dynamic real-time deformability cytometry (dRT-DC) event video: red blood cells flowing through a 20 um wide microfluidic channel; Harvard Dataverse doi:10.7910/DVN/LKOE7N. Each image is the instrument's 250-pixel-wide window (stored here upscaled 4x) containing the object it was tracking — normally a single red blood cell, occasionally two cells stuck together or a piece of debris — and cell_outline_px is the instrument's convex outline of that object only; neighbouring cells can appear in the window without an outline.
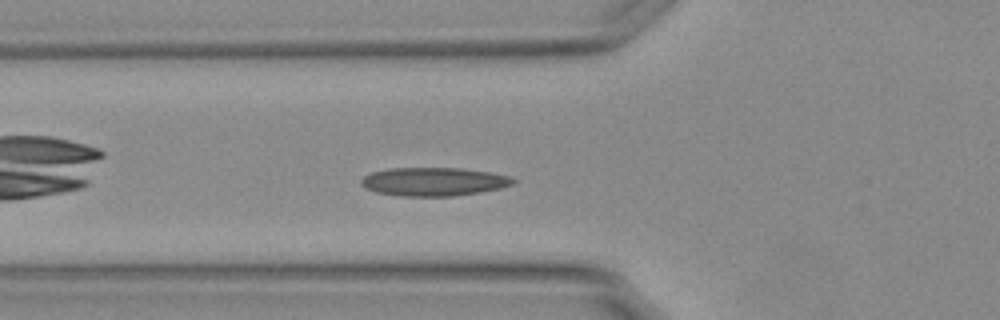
{"species": "Egyptian fruit bat (a non-hibernating species)", "species_latin": "Rousettus aegyptiacus", "temperature_condition": "warm", "stored_images_in_passage": 32, "camera_frame_rate_fps": 3000, "um_per_image_px": 0.085, "animal": {"sex": "female"}, "frame": {"image": 1, "passage_image": 5, "time_ms": 1.333, "image_size_px": [1000, 320], "cell_outline_px": [[520, 180], [512, 184], [500, 188], [480, 192], [452, 196], [400, 196], [376, 192], [360, 184], [360, 180], [364, 176], [372, 172], [392, 168], [460, 168], [488, 172], [512, 176]], "centroid_in_image_um": [36.9, 15.44], "position_along_channel_um": 88.9, "area_um2": 25.2}, "authors_computed_cell_mechanics": {"area_um2": 23.8136, "velocity_mm_per_s": 3.7433, "shape_relaxation_time_tau1_ms": 3.8149, "shape_relaxation_time_tau2_ms": 2.1887, "deformation_change_tau1": 0.1232, "deformation_change_tau2": 0.0736}}